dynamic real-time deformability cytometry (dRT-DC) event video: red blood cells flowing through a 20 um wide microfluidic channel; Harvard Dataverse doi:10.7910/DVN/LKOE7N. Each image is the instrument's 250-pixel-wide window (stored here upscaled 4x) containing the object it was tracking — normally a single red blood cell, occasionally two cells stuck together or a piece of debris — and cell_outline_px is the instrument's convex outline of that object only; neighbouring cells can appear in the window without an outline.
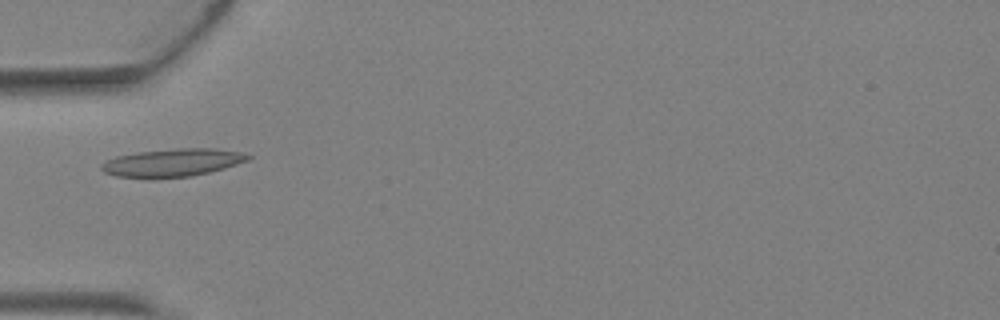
{"species": "Egyptian fruit bat (a non-hibernating species)", "species_latin": "Rousettus aegyptiacus", "temperature_condition": "warm", "stored_images_in_passage": 4, "camera_frame_rate_fps": 3000, "um_per_image_px": 0.085, "animal": {"sex": "female"}, "frame": {"image": 1, "passage_image": 4, "time_ms": 1.0, "image_size_px": [1000, 320], "cell_outline_px": [[252, 156], [248, 160], [224, 168], [192, 176], [156, 180], [148, 180], [116, 176], [104, 172], [100, 168], [100, 164], [104, 160], [116, 156], [136, 152], [176, 148], [212, 148], [240, 152]], "centroid_in_image_um": [14.56, 13.85], "position_along_channel_um": 70.4, "area_um2": 24.45}}